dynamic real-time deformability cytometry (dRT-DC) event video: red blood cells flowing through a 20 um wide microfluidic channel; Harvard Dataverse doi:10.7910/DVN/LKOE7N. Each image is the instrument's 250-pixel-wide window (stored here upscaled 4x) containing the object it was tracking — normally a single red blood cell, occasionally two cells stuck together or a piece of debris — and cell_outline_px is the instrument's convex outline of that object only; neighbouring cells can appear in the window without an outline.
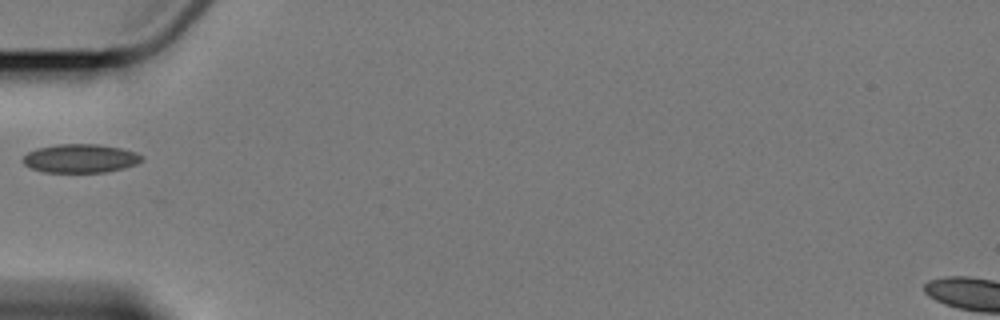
{"species": "Egyptian fruit bat (a non-hibernating species)", "species_latin": "Rousettus aegyptiacus", "temperature_condition": "cold", "stored_images_in_passage": 1, "camera_frame_rate_fps": 3000, "um_per_image_px": 0.085, "animal": {"sex": "female"}, "frame": {"image": 1, "passage_image": 1, "time_ms": 0.0, "image_size_px": [1000, 320], "cell_outline_px": [[144, 160], [136, 164], [124, 168], [104, 172], [44, 172], [32, 168], [24, 164], [20, 160], [28, 152], [36, 148], [56, 144], [96, 144], [120, 148], [136, 152], [144, 156]], "centroid_in_image_um": [6.83, 13.46], "position_along_channel_um": 78.2, "area_um2": 19.94}}